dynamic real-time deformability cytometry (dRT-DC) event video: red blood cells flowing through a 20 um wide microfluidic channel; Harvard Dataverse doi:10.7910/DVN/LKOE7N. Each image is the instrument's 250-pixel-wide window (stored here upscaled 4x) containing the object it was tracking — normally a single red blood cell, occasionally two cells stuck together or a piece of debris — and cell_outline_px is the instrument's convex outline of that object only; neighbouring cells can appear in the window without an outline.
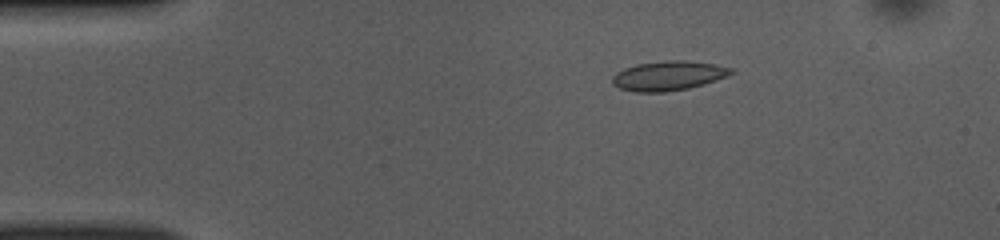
{"species": "common noctule bat (a hibernating species)", "species_latin": "Nyctalus noctula", "temperature_condition": "room temperature", "stored_images_in_passage": 49, "camera_frame_rate_fps": 3000, "um_per_image_px": 0.085, "animal": {"sex": "female", "body_mass_g": 10.0, "forearm_length_mm": 53.1}, "frame": {"image": 1, "passage_image": 7, "time_ms": 2.0, "image_size_px": [1000, 240], "cell_outline_px": [[736, 72], [728, 76], [704, 84], [688, 88], [664, 92], [632, 92], [620, 88], [612, 84], [612, 76], [616, 72], [624, 68], [636, 64], [664, 60], [684, 60], [716, 64], [732, 68]], "centroid_in_image_um": [56.81, 6.43], "position_along_channel_um": 28.2, "area_um2": 20.63}}
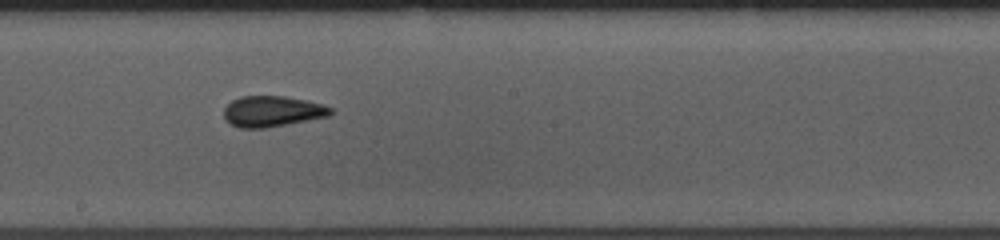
{"frame": {"image": 2, "passage_image": 26, "time_ms": 8.333, "image_size_px": [1000, 240], "cell_outline_px": [[336, 112], [328, 116], [264, 128], [240, 128], [228, 124], [224, 120], [224, 108], [232, 100], [240, 96], [284, 96], [304, 100], [320, 104], [332, 108]], "centroid_in_image_um": [23.09, 9.47], "position_along_channel_um": 225.1, "area_um2": 19.13}}
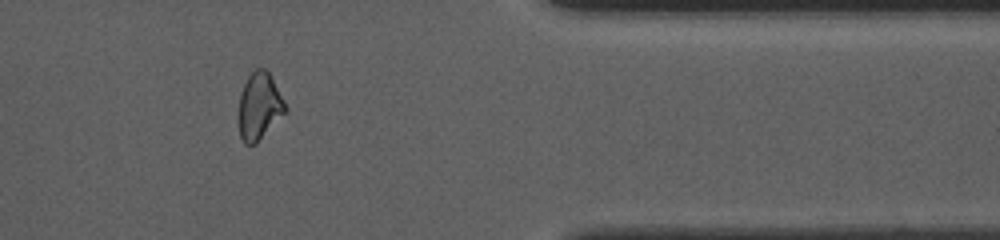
{"frame": {"image": 3, "passage_image": 40, "time_ms": 13.0, "image_size_px": [1000, 240], "cell_outline_px": [[288, 112], [256, 144], [244, 144], [240, 136], [240, 92], [248, 76], [256, 68], [264, 68], [272, 76], [288, 108]], "centroid_in_image_um": [22.09, 9.04], "position_along_channel_um": 389.3, "area_um2": 18.38}, "authors_computed_cell_mechanics": {"area_um2": 19.074, "velocity_mm_per_s": 3.9517, "shape_relaxation_time_tau1_ms": 7.1656, "shape_relaxation_time_tau2_ms": 1.6454, "deformation_change_tau1": 0.1677, "deformation_change_tau2": 0.0821}}